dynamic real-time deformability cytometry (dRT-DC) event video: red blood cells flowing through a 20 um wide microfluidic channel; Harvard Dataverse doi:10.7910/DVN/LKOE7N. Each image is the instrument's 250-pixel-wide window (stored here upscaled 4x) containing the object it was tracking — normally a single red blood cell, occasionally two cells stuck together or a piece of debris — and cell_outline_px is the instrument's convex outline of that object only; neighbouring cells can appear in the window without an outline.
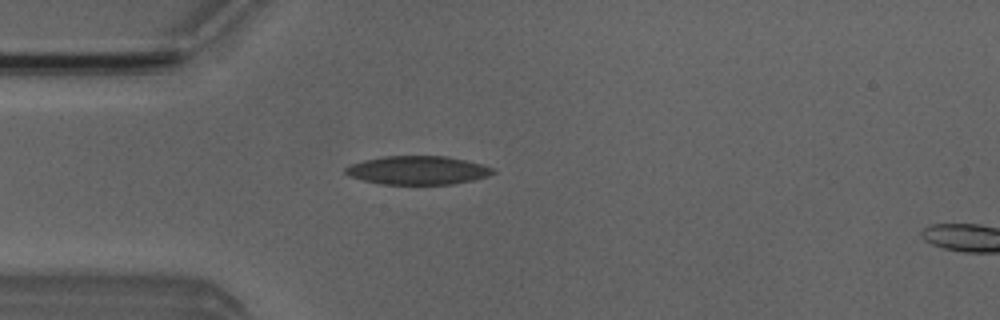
{"species": "Egyptian fruit bat (a non-hibernating species)", "species_latin": "Rousettus aegyptiacus", "temperature_condition": "room temperature", "stored_images_in_passage": 43, "camera_frame_rate_fps": 3000, "um_per_image_px": 0.085, "animal": {"sex": "male"}, "frame": {"image": 1, "passage_image": 9, "time_ms": 2.667, "image_size_px": [1000, 320], "cell_outline_px": [[496, 172], [488, 176], [472, 180], [452, 184], [380, 184], [364, 180], [352, 176], [344, 172], [344, 168], [352, 164], [364, 160], [384, 156], [448, 156], [480, 164], [492, 168]], "centroid_in_image_um": [35.51, 14.47], "position_along_channel_um": 49.5, "area_um2": 24.28}}
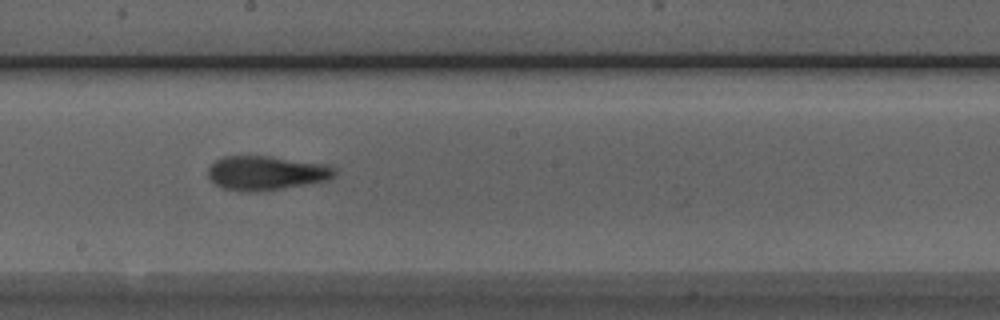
{"frame": {"image": 2, "passage_image": 23, "time_ms": 7.333, "image_size_px": [1000, 320], "cell_outline_px": [[336, 176], [328, 180], [256, 192], [240, 192], [224, 188], [216, 184], [208, 176], [208, 168], [216, 160], [224, 156], [272, 156], [328, 164], [336, 168]], "centroid_in_image_um": [22.65, 14.69], "position_along_channel_um": 225.5, "area_um2": 25.32}}
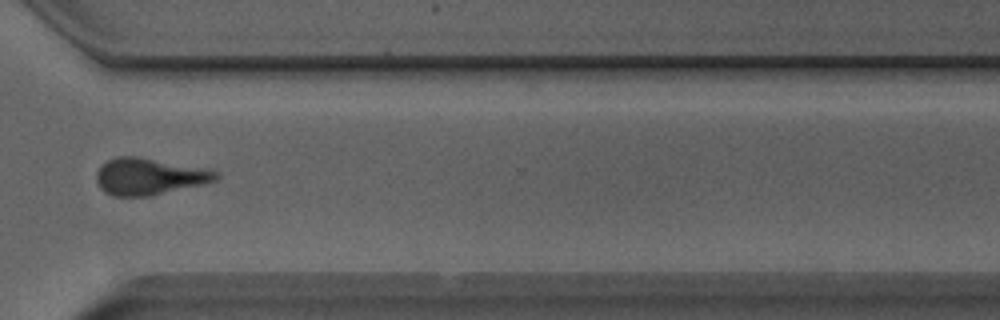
{"frame": {"image": 3, "passage_image": 33, "time_ms": 10.667, "image_size_px": [1000, 320], "cell_outline_px": [[220, 176], [216, 180], [204, 184], [152, 196], [112, 196], [104, 192], [100, 188], [96, 180], [96, 172], [108, 160], [116, 156], [136, 156], [208, 168], [220, 172]], "centroid_in_image_um": [12.72, 15.0], "position_along_channel_um": 357.9, "area_um2": 25.89}, "authors_computed_cell_mechanics": {"area_um2": 24.565, "velocity_mm_per_s": 3.9763, "shape_relaxation_time_tau1_ms": 4.9692, "shape_relaxation_time_tau2_ms": 2.9146, "deformation_change_tau1": 0.1326, "deformation_change_tau2": 0.1117}}